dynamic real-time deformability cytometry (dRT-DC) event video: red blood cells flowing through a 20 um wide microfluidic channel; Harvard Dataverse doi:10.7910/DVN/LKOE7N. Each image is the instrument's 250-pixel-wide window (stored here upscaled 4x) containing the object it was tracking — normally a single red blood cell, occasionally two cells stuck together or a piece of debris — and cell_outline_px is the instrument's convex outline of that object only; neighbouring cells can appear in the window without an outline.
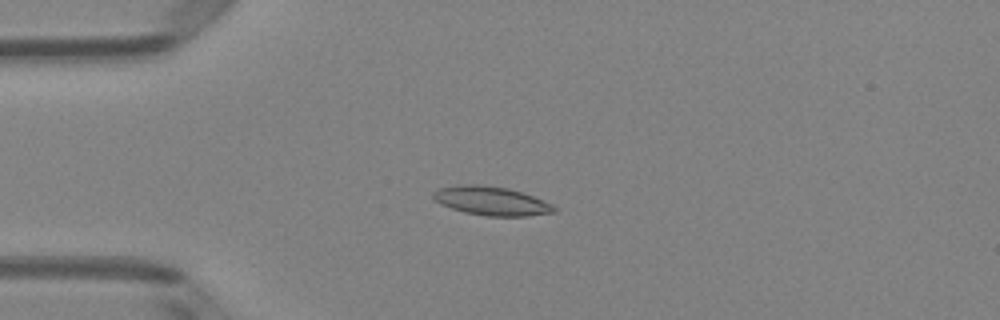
{"species": "Egyptian fruit bat (a non-hibernating species)", "species_latin": "Rousettus aegyptiacus", "temperature_condition": "room temperature", "stored_images_in_passage": 6, "camera_frame_rate_fps": 3000, "um_per_image_px": 0.085, "animal": {"sex": "female"}, "frame": {"image": 1, "passage_image": 4, "time_ms": 1.0, "image_size_px": [1000, 320], "cell_outline_px": [[556, 212], [528, 216], [484, 216], [464, 212], [440, 204], [432, 196], [432, 192], [440, 188], [460, 184], [476, 184], [508, 188], [544, 200], [552, 204], [556, 208]], "centroid_in_image_um": [41.76, 17.08], "position_along_channel_um": 43.2, "area_um2": 20.29}}
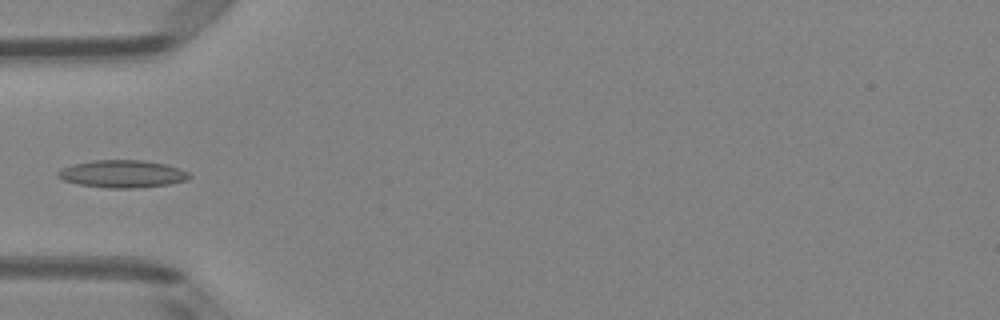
{"frame": {"image": 2, "passage_image": 5, "time_ms": 1.333, "image_size_px": [1000, 320], "cell_outline_px": [[192, 176], [188, 180], [168, 184], [136, 188], [104, 188], [80, 184], [64, 180], [56, 176], [56, 172], [72, 164], [92, 160], [140, 160], [164, 164], [180, 168], [188, 172]], "centroid_in_image_um": [10.41, 14.78], "position_along_channel_um": 74.6, "area_um2": 21.04}}
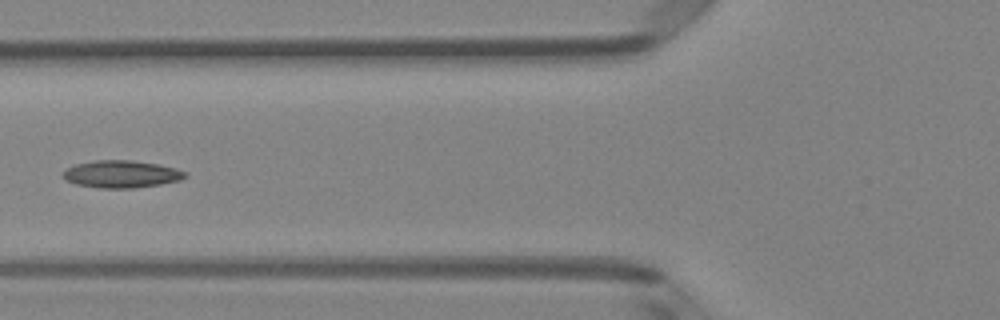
{"frame": {"image": 3, "passage_image": 6, "time_ms": 1.667, "image_size_px": [1000, 320], "cell_outline_px": [[188, 176], [180, 180], [160, 184], [132, 188], [100, 188], [76, 184], [64, 180], [64, 172], [68, 168], [76, 164], [92, 160], [132, 160], [156, 164], [176, 168], [188, 172]], "centroid_in_image_um": [10.34, 14.79], "position_along_channel_um": 115.5, "area_um2": 19.42}}